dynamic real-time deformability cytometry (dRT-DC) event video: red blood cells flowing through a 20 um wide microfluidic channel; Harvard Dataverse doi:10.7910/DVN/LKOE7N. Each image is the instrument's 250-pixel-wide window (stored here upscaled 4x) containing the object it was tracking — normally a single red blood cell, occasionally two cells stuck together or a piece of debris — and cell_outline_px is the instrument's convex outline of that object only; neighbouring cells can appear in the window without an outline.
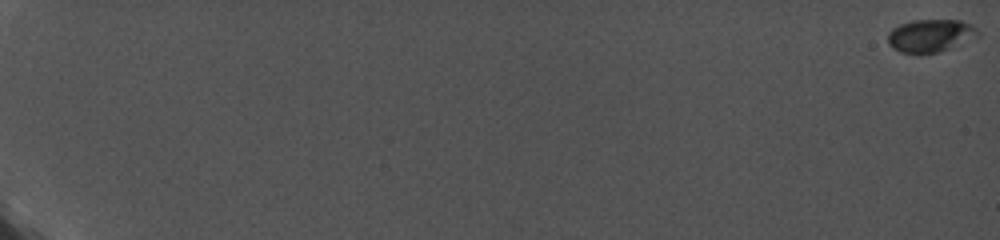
{"species": "common noctule bat (a hibernating species)", "species_latin": "Nyctalus noctula", "temperature_condition": "cold", "stored_images_in_passage": 93, "camera_frame_rate_fps": 5000, "um_per_image_px": 0.085, "animal": {"sex": "female", "body_mass_g": 19.0, "forearm_length_mm": 56.7}, "frame": {"image": 1, "passage_image": 1, "time_ms": 0.0, "image_size_px": [1000, 240], "cell_outline_px": [[980, 36], [948, 48], [936, 52], [900, 52], [892, 48], [888, 44], [888, 32], [892, 28], [900, 24], [912, 20], [960, 20], [972, 24], [980, 32]], "centroid_in_image_um": [79.09, 3.0], "position_along_channel_um": 5.9, "area_um2": 17.05}}
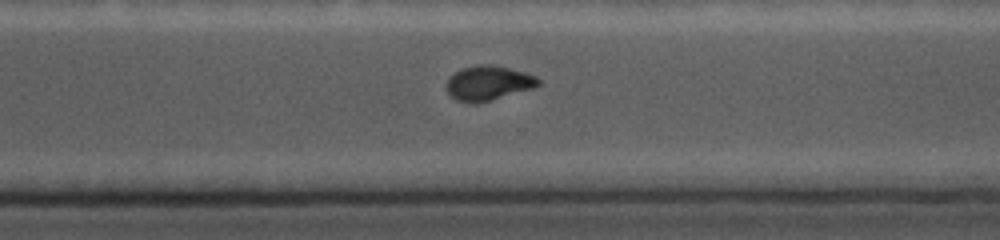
{"frame": {"image": 2, "passage_image": 77, "time_ms": 15.2, "image_size_px": [1000, 240], "cell_outline_px": [[540, 84], [536, 88], [476, 104], [472, 104], [456, 100], [448, 92], [448, 76], [460, 68], [480, 64], [488, 64], [508, 68], [524, 72], [536, 76], [540, 80]], "centroid_in_image_um": [41.52, 7.06], "position_along_channel_um": 329.1, "area_um2": 18.67}}
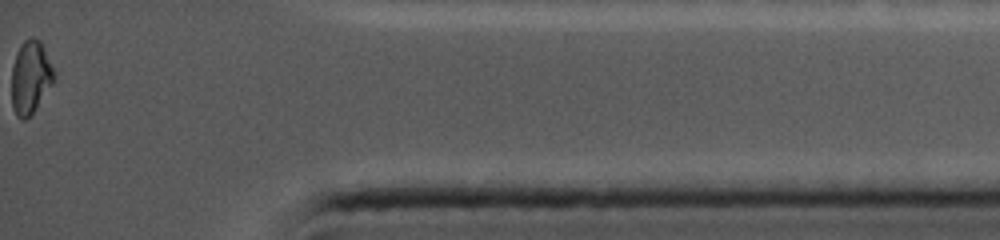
{"frame": {"image": 3, "passage_image": 93, "time_ms": 18.4, "image_size_px": [1000, 240], "cell_outline_px": [[56, 80], [32, 112], [24, 120], [20, 120], [16, 116], [12, 108], [12, 68], [20, 44], [24, 40], [40, 40], [44, 48], [56, 76]], "centroid_in_image_um": [2.59, 6.6], "position_along_channel_um": 432.6, "area_um2": 17.74}}